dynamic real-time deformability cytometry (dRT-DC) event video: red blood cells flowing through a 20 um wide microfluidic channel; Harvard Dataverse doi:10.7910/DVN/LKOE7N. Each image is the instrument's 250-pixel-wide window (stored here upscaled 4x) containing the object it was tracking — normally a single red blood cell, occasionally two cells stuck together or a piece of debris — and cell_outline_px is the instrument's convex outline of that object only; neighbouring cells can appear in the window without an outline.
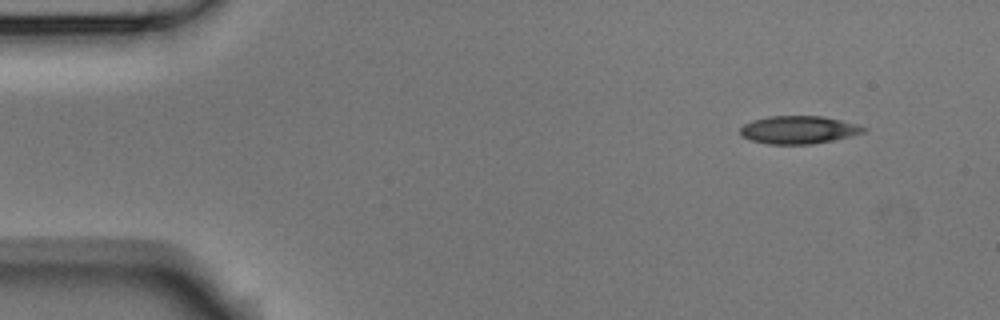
{"species": "Egyptian fruit bat (a non-hibernating species)", "species_latin": "Rousettus aegyptiacus", "temperature_condition": "room temperature", "stored_images_in_passage": 4, "camera_frame_rate_fps": 3000, "um_per_image_px": 0.085, "animal": {"sex": "male"}, "frame": {"image": 1, "passage_image": 1, "time_ms": 0.0, "image_size_px": [1000, 320], "cell_outline_px": [[868, 128], [864, 132], [832, 140], [812, 144], [768, 144], [752, 140], [740, 136], [740, 128], [744, 124], [752, 120], [768, 116], [824, 116], [856, 124]], "centroid_in_image_um": [67.84, 11.03], "position_along_channel_um": 17.2, "area_um2": 19.94}}
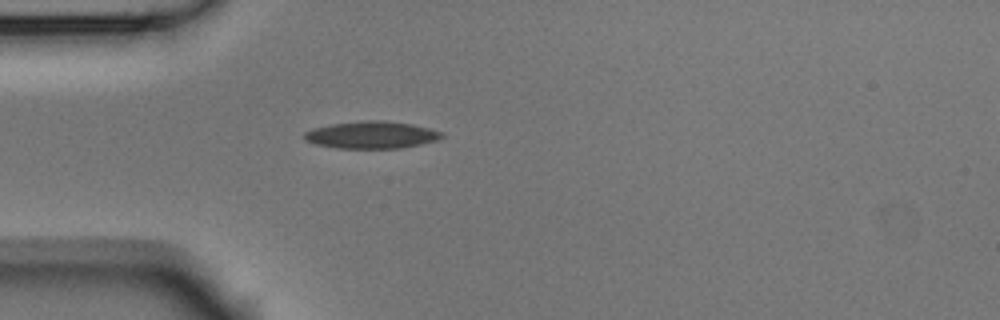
{"frame": {"image": 2, "passage_image": 4, "time_ms": 1.0, "image_size_px": [1000, 320], "cell_outline_px": [[444, 136], [436, 140], [420, 144], [400, 148], [336, 148], [316, 144], [304, 140], [304, 132], [312, 128], [332, 124], [368, 120], [384, 120], [412, 124], [444, 132]], "centroid_in_image_um": [31.57, 11.46], "position_along_channel_um": 53.4, "area_um2": 21.73}}